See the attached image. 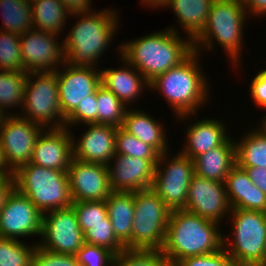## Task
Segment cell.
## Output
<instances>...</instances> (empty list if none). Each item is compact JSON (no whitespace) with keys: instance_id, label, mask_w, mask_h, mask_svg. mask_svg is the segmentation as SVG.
I'll return each mask as SVG.
<instances>
[{"instance_id":"cell-1","label":"cell","mask_w":266,"mask_h":266,"mask_svg":"<svg viewBox=\"0 0 266 266\" xmlns=\"http://www.w3.org/2000/svg\"><path fill=\"white\" fill-rule=\"evenodd\" d=\"M176 27L160 30L119 46L120 55L150 82L159 74L178 66L193 52V41L182 39Z\"/></svg>"},{"instance_id":"cell-2","label":"cell","mask_w":266,"mask_h":266,"mask_svg":"<svg viewBox=\"0 0 266 266\" xmlns=\"http://www.w3.org/2000/svg\"><path fill=\"white\" fill-rule=\"evenodd\" d=\"M221 224L184 209L171 210L161 249L170 266L188 257L217 252L223 248Z\"/></svg>"},{"instance_id":"cell-3","label":"cell","mask_w":266,"mask_h":266,"mask_svg":"<svg viewBox=\"0 0 266 266\" xmlns=\"http://www.w3.org/2000/svg\"><path fill=\"white\" fill-rule=\"evenodd\" d=\"M200 53L201 51H194L178 66L159 74L149 82V90L161 93L178 119L186 120L193 114L197 117L200 106L207 102L210 94L209 82L198 61Z\"/></svg>"},{"instance_id":"cell-4","label":"cell","mask_w":266,"mask_h":266,"mask_svg":"<svg viewBox=\"0 0 266 266\" xmlns=\"http://www.w3.org/2000/svg\"><path fill=\"white\" fill-rule=\"evenodd\" d=\"M103 10L97 13L90 11L71 14L80 18L62 41L66 64L98 67V58H101L106 47H109L117 32L120 18L113 8Z\"/></svg>"},{"instance_id":"cell-5","label":"cell","mask_w":266,"mask_h":266,"mask_svg":"<svg viewBox=\"0 0 266 266\" xmlns=\"http://www.w3.org/2000/svg\"><path fill=\"white\" fill-rule=\"evenodd\" d=\"M247 15L242 0H213L203 31L193 40L194 51L199 53L201 47L213 51L217 41L233 65L239 66Z\"/></svg>"},{"instance_id":"cell-6","label":"cell","mask_w":266,"mask_h":266,"mask_svg":"<svg viewBox=\"0 0 266 266\" xmlns=\"http://www.w3.org/2000/svg\"><path fill=\"white\" fill-rule=\"evenodd\" d=\"M15 188L43 214L73 204L67 171L27 163L14 172Z\"/></svg>"},{"instance_id":"cell-7","label":"cell","mask_w":266,"mask_h":266,"mask_svg":"<svg viewBox=\"0 0 266 266\" xmlns=\"http://www.w3.org/2000/svg\"><path fill=\"white\" fill-rule=\"evenodd\" d=\"M230 215L233 232L230 238L223 235V248L235 266H262L266 259V212L231 209Z\"/></svg>"},{"instance_id":"cell-8","label":"cell","mask_w":266,"mask_h":266,"mask_svg":"<svg viewBox=\"0 0 266 266\" xmlns=\"http://www.w3.org/2000/svg\"><path fill=\"white\" fill-rule=\"evenodd\" d=\"M58 93L56 71L28 73L21 107L25 112H22L24 116H18L45 129L64 128L65 117L61 112Z\"/></svg>"},{"instance_id":"cell-9","label":"cell","mask_w":266,"mask_h":266,"mask_svg":"<svg viewBox=\"0 0 266 266\" xmlns=\"http://www.w3.org/2000/svg\"><path fill=\"white\" fill-rule=\"evenodd\" d=\"M170 213L151 188L134 192L132 249L161 250Z\"/></svg>"},{"instance_id":"cell-10","label":"cell","mask_w":266,"mask_h":266,"mask_svg":"<svg viewBox=\"0 0 266 266\" xmlns=\"http://www.w3.org/2000/svg\"><path fill=\"white\" fill-rule=\"evenodd\" d=\"M167 153L159 156L151 189L170 210L183 209L187 203L189 185L195 175L194 162L180 151L171 159H168L170 157Z\"/></svg>"},{"instance_id":"cell-11","label":"cell","mask_w":266,"mask_h":266,"mask_svg":"<svg viewBox=\"0 0 266 266\" xmlns=\"http://www.w3.org/2000/svg\"><path fill=\"white\" fill-rule=\"evenodd\" d=\"M41 237L39 247L68 255H75L85 243L72 206L44 213Z\"/></svg>"},{"instance_id":"cell-12","label":"cell","mask_w":266,"mask_h":266,"mask_svg":"<svg viewBox=\"0 0 266 266\" xmlns=\"http://www.w3.org/2000/svg\"><path fill=\"white\" fill-rule=\"evenodd\" d=\"M44 129L18 114L4 117L0 125V142L5 161L13 172L31 161L36 140Z\"/></svg>"},{"instance_id":"cell-13","label":"cell","mask_w":266,"mask_h":266,"mask_svg":"<svg viewBox=\"0 0 266 266\" xmlns=\"http://www.w3.org/2000/svg\"><path fill=\"white\" fill-rule=\"evenodd\" d=\"M57 36L33 27L20 35L24 72L56 71L65 63L63 43H58Z\"/></svg>"},{"instance_id":"cell-14","label":"cell","mask_w":266,"mask_h":266,"mask_svg":"<svg viewBox=\"0 0 266 266\" xmlns=\"http://www.w3.org/2000/svg\"><path fill=\"white\" fill-rule=\"evenodd\" d=\"M43 213L16 188L8 196L0 214V237H41Z\"/></svg>"},{"instance_id":"cell-15","label":"cell","mask_w":266,"mask_h":266,"mask_svg":"<svg viewBox=\"0 0 266 266\" xmlns=\"http://www.w3.org/2000/svg\"><path fill=\"white\" fill-rule=\"evenodd\" d=\"M61 67L62 71L56 70L58 94L61 112L66 118L101 85V71L94 67L71 66L66 62Z\"/></svg>"},{"instance_id":"cell-16","label":"cell","mask_w":266,"mask_h":266,"mask_svg":"<svg viewBox=\"0 0 266 266\" xmlns=\"http://www.w3.org/2000/svg\"><path fill=\"white\" fill-rule=\"evenodd\" d=\"M183 209L220 224L231 212L224 182L201 178L195 174Z\"/></svg>"},{"instance_id":"cell-17","label":"cell","mask_w":266,"mask_h":266,"mask_svg":"<svg viewBox=\"0 0 266 266\" xmlns=\"http://www.w3.org/2000/svg\"><path fill=\"white\" fill-rule=\"evenodd\" d=\"M67 175L73 202L102 201L113 192L106 165L72 158Z\"/></svg>"},{"instance_id":"cell-18","label":"cell","mask_w":266,"mask_h":266,"mask_svg":"<svg viewBox=\"0 0 266 266\" xmlns=\"http://www.w3.org/2000/svg\"><path fill=\"white\" fill-rule=\"evenodd\" d=\"M158 160L140 159L116 153L107 165L112 191L136 192L150 189Z\"/></svg>"},{"instance_id":"cell-19","label":"cell","mask_w":266,"mask_h":266,"mask_svg":"<svg viewBox=\"0 0 266 266\" xmlns=\"http://www.w3.org/2000/svg\"><path fill=\"white\" fill-rule=\"evenodd\" d=\"M73 136L67 127L44 129L36 140L30 163L67 171L73 158Z\"/></svg>"},{"instance_id":"cell-20","label":"cell","mask_w":266,"mask_h":266,"mask_svg":"<svg viewBox=\"0 0 266 266\" xmlns=\"http://www.w3.org/2000/svg\"><path fill=\"white\" fill-rule=\"evenodd\" d=\"M87 131L75 141L72 137L73 158L102 165H108L116 154L117 127L102 124H86ZM77 142V143H76Z\"/></svg>"},{"instance_id":"cell-21","label":"cell","mask_w":266,"mask_h":266,"mask_svg":"<svg viewBox=\"0 0 266 266\" xmlns=\"http://www.w3.org/2000/svg\"><path fill=\"white\" fill-rule=\"evenodd\" d=\"M224 184L231 209L266 212V194L251 181L245 169L236 164Z\"/></svg>"},{"instance_id":"cell-22","label":"cell","mask_w":266,"mask_h":266,"mask_svg":"<svg viewBox=\"0 0 266 266\" xmlns=\"http://www.w3.org/2000/svg\"><path fill=\"white\" fill-rule=\"evenodd\" d=\"M120 60L125 64L123 67L116 69H105L101 71V85L111 91L126 106L129 103L140 98V94L149 89V82L144 76L131 64L126 62L122 57ZM127 66V67H126Z\"/></svg>"},{"instance_id":"cell-23","label":"cell","mask_w":266,"mask_h":266,"mask_svg":"<svg viewBox=\"0 0 266 266\" xmlns=\"http://www.w3.org/2000/svg\"><path fill=\"white\" fill-rule=\"evenodd\" d=\"M194 123V124H193ZM191 123L186 130V143L182 154L194 160L197 156L207 152L210 149L222 145L230 136L227 133L226 126L221 120L203 119Z\"/></svg>"},{"instance_id":"cell-24","label":"cell","mask_w":266,"mask_h":266,"mask_svg":"<svg viewBox=\"0 0 266 266\" xmlns=\"http://www.w3.org/2000/svg\"><path fill=\"white\" fill-rule=\"evenodd\" d=\"M231 138L193 160L198 177L225 182L230 170L236 165L235 139L232 141Z\"/></svg>"},{"instance_id":"cell-25","label":"cell","mask_w":266,"mask_h":266,"mask_svg":"<svg viewBox=\"0 0 266 266\" xmlns=\"http://www.w3.org/2000/svg\"><path fill=\"white\" fill-rule=\"evenodd\" d=\"M122 128L144 143L154 147L160 154L169 150L163 125L141 110L127 109Z\"/></svg>"},{"instance_id":"cell-26","label":"cell","mask_w":266,"mask_h":266,"mask_svg":"<svg viewBox=\"0 0 266 266\" xmlns=\"http://www.w3.org/2000/svg\"><path fill=\"white\" fill-rule=\"evenodd\" d=\"M105 203L115 236L126 249H132L134 192L113 191Z\"/></svg>"},{"instance_id":"cell-27","label":"cell","mask_w":266,"mask_h":266,"mask_svg":"<svg viewBox=\"0 0 266 266\" xmlns=\"http://www.w3.org/2000/svg\"><path fill=\"white\" fill-rule=\"evenodd\" d=\"M213 0H170L165 7L175 12L180 26L192 41L203 31Z\"/></svg>"},{"instance_id":"cell-28","label":"cell","mask_w":266,"mask_h":266,"mask_svg":"<svg viewBox=\"0 0 266 266\" xmlns=\"http://www.w3.org/2000/svg\"><path fill=\"white\" fill-rule=\"evenodd\" d=\"M31 8L32 27L57 35L63 32L66 19L72 16L60 0H36Z\"/></svg>"},{"instance_id":"cell-29","label":"cell","mask_w":266,"mask_h":266,"mask_svg":"<svg viewBox=\"0 0 266 266\" xmlns=\"http://www.w3.org/2000/svg\"><path fill=\"white\" fill-rule=\"evenodd\" d=\"M236 164L239 167L266 168V132L259 126L235 142Z\"/></svg>"},{"instance_id":"cell-30","label":"cell","mask_w":266,"mask_h":266,"mask_svg":"<svg viewBox=\"0 0 266 266\" xmlns=\"http://www.w3.org/2000/svg\"><path fill=\"white\" fill-rule=\"evenodd\" d=\"M2 31L22 35L32 28L31 3L25 0H0Z\"/></svg>"},{"instance_id":"cell-31","label":"cell","mask_w":266,"mask_h":266,"mask_svg":"<svg viewBox=\"0 0 266 266\" xmlns=\"http://www.w3.org/2000/svg\"><path fill=\"white\" fill-rule=\"evenodd\" d=\"M28 73L0 70V111L6 115V109L22 106L24 102V91Z\"/></svg>"},{"instance_id":"cell-32","label":"cell","mask_w":266,"mask_h":266,"mask_svg":"<svg viewBox=\"0 0 266 266\" xmlns=\"http://www.w3.org/2000/svg\"><path fill=\"white\" fill-rule=\"evenodd\" d=\"M98 124L122 127L127 107L103 85L96 89Z\"/></svg>"},{"instance_id":"cell-33","label":"cell","mask_w":266,"mask_h":266,"mask_svg":"<svg viewBox=\"0 0 266 266\" xmlns=\"http://www.w3.org/2000/svg\"><path fill=\"white\" fill-rule=\"evenodd\" d=\"M37 244L0 237V266H32V255Z\"/></svg>"},{"instance_id":"cell-34","label":"cell","mask_w":266,"mask_h":266,"mask_svg":"<svg viewBox=\"0 0 266 266\" xmlns=\"http://www.w3.org/2000/svg\"><path fill=\"white\" fill-rule=\"evenodd\" d=\"M71 206L75 210L83 234L93 225L111 224L105 200L73 202Z\"/></svg>"},{"instance_id":"cell-35","label":"cell","mask_w":266,"mask_h":266,"mask_svg":"<svg viewBox=\"0 0 266 266\" xmlns=\"http://www.w3.org/2000/svg\"><path fill=\"white\" fill-rule=\"evenodd\" d=\"M0 70L24 72L20 35L0 30Z\"/></svg>"},{"instance_id":"cell-36","label":"cell","mask_w":266,"mask_h":266,"mask_svg":"<svg viewBox=\"0 0 266 266\" xmlns=\"http://www.w3.org/2000/svg\"><path fill=\"white\" fill-rule=\"evenodd\" d=\"M116 153L140 159H159L160 153L119 127L116 132Z\"/></svg>"},{"instance_id":"cell-37","label":"cell","mask_w":266,"mask_h":266,"mask_svg":"<svg viewBox=\"0 0 266 266\" xmlns=\"http://www.w3.org/2000/svg\"><path fill=\"white\" fill-rule=\"evenodd\" d=\"M112 266H169L161 250L125 249L115 255Z\"/></svg>"},{"instance_id":"cell-38","label":"cell","mask_w":266,"mask_h":266,"mask_svg":"<svg viewBox=\"0 0 266 266\" xmlns=\"http://www.w3.org/2000/svg\"><path fill=\"white\" fill-rule=\"evenodd\" d=\"M85 243L109 249L115 255L121 254L126 248L115 236L112 224L93 225L84 233Z\"/></svg>"},{"instance_id":"cell-39","label":"cell","mask_w":266,"mask_h":266,"mask_svg":"<svg viewBox=\"0 0 266 266\" xmlns=\"http://www.w3.org/2000/svg\"><path fill=\"white\" fill-rule=\"evenodd\" d=\"M75 258L80 266H112L115 254L107 248L84 243Z\"/></svg>"},{"instance_id":"cell-40","label":"cell","mask_w":266,"mask_h":266,"mask_svg":"<svg viewBox=\"0 0 266 266\" xmlns=\"http://www.w3.org/2000/svg\"><path fill=\"white\" fill-rule=\"evenodd\" d=\"M98 124V110L96 101V91L85 98L78 106L65 118V127L70 129L78 124Z\"/></svg>"},{"instance_id":"cell-41","label":"cell","mask_w":266,"mask_h":266,"mask_svg":"<svg viewBox=\"0 0 266 266\" xmlns=\"http://www.w3.org/2000/svg\"><path fill=\"white\" fill-rule=\"evenodd\" d=\"M32 266H80L75 255L55 253L36 245L32 255Z\"/></svg>"},{"instance_id":"cell-42","label":"cell","mask_w":266,"mask_h":266,"mask_svg":"<svg viewBox=\"0 0 266 266\" xmlns=\"http://www.w3.org/2000/svg\"><path fill=\"white\" fill-rule=\"evenodd\" d=\"M173 266H235V264L226 250L222 248L214 253L181 259Z\"/></svg>"},{"instance_id":"cell-43","label":"cell","mask_w":266,"mask_h":266,"mask_svg":"<svg viewBox=\"0 0 266 266\" xmlns=\"http://www.w3.org/2000/svg\"><path fill=\"white\" fill-rule=\"evenodd\" d=\"M249 90L254 103L266 110V69L256 74L250 83Z\"/></svg>"},{"instance_id":"cell-44","label":"cell","mask_w":266,"mask_h":266,"mask_svg":"<svg viewBox=\"0 0 266 266\" xmlns=\"http://www.w3.org/2000/svg\"><path fill=\"white\" fill-rule=\"evenodd\" d=\"M245 169L251 181L266 194V168L241 167Z\"/></svg>"},{"instance_id":"cell-45","label":"cell","mask_w":266,"mask_h":266,"mask_svg":"<svg viewBox=\"0 0 266 266\" xmlns=\"http://www.w3.org/2000/svg\"><path fill=\"white\" fill-rule=\"evenodd\" d=\"M15 189L14 176L0 178V214L6 203L8 196Z\"/></svg>"},{"instance_id":"cell-46","label":"cell","mask_w":266,"mask_h":266,"mask_svg":"<svg viewBox=\"0 0 266 266\" xmlns=\"http://www.w3.org/2000/svg\"><path fill=\"white\" fill-rule=\"evenodd\" d=\"M63 6L70 12L74 13H85L90 12L92 6V0H60Z\"/></svg>"},{"instance_id":"cell-47","label":"cell","mask_w":266,"mask_h":266,"mask_svg":"<svg viewBox=\"0 0 266 266\" xmlns=\"http://www.w3.org/2000/svg\"><path fill=\"white\" fill-rule=\"evenodd\" d=\"M242 3L248 15H257V18L266 15V0H242Z\"/></svg>"},{"instance_id":"cell-48","label":"cell","mask_w":266,"mask_h":266,"mask_svg":"<svg viewBox=\"0 0 266 266\" xmlns=\"http://www.w3.org/2000/svg\"><path fill=\"white\" fill-rule=\"evenodd\" d=\"M14 176V172L7 165L0 142V178Z\"/></svg>"},{"instance_id":"cell-49","label":"cell","mask_w":266,"mask_h":266,"mask_svg":"<svg viewBox=\"0 0 266 266\" xmlns=\"http://www.w3.org/2000/svg\"><path fill=\"white\" fill-rule=\"evenodd\" d=\"M143 2L142 3H145L147 6L149 7H165L170 0H142Z\"/></svg>"},{"instance_id":"cell-50","label":"cell","mask_w":266,"mask_h":266,"mask_svg":"<svg viewBox=\"0 0 266 266\" xmlns=\"http://www.w3.org/2000/svg\"><path fill=\"white\" fill-rule=\"evenodd\" d=\"M261 120H262V124L260 125V127L266 132V114Z\"/></svg>"},{"instance_id":"cell-51","label":"cell","mask_w":266,"mask_h":266,"mask_svg":"<svg viewBox=\"0 0 266 266\" xmlns=\"http://www.w3.org/2000/svg\"><path fill=\"white\" fill-rule=\"evenodd\" d=\"M5 115L0 111V125L2 123V120L4 119Z\"/></svg>"},{"instance_id":"cell-52","label":"cell","mask_w":266,"mask_h":266,"mask_svg":"<svg viewBox=\"0 0 266 266\" xmlns=\"http://www.w3.org/2000/svg\"><path fill=\"white\" fill-rule=\"evenodd\" d=\"M25 1H27V2H29V3H32V2H34V1H36V0H25Z\"/></svg>"}]
</instances>
